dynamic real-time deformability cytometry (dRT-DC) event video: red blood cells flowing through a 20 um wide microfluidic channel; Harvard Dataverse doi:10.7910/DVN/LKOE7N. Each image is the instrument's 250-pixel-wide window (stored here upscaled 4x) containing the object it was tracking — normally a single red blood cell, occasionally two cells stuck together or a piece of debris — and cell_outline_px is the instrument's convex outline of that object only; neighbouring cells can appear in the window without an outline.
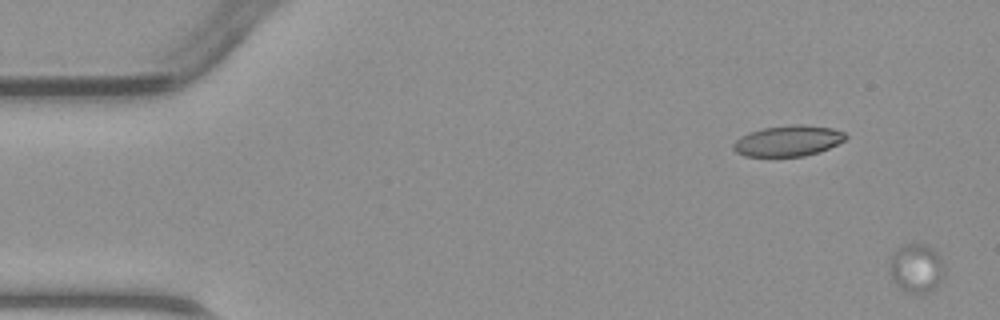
{"species": "common noctule bat (a hibernating species)", "species_latin": "Nyctalus noctula", "temperature_condition": "warm", "stored_images_in_passage": 2, "camera_frame_rate_fps": 3000, "um_per_image_px": 0.085, "animal": {"sex": "male", "body_mass_g": 23.1, "forearm_length_mm": 52.7}, "frame": {"image": 1, "passage_image": 2, "time_ms": 1.333, "image_size_px": [1000, 320], "cell_outline_px": [[944, 276], [928, 292], [908, 292], [900, 288], [892, 276], [888, 268], [892, 256], [904, 244], [924, 244], [932, 248], [940, 256], [944, 264]], "centroid_in_image_um": [77.91, 22.77], "position_along_channel_um": 7.1, "area_um2": 15.14}}